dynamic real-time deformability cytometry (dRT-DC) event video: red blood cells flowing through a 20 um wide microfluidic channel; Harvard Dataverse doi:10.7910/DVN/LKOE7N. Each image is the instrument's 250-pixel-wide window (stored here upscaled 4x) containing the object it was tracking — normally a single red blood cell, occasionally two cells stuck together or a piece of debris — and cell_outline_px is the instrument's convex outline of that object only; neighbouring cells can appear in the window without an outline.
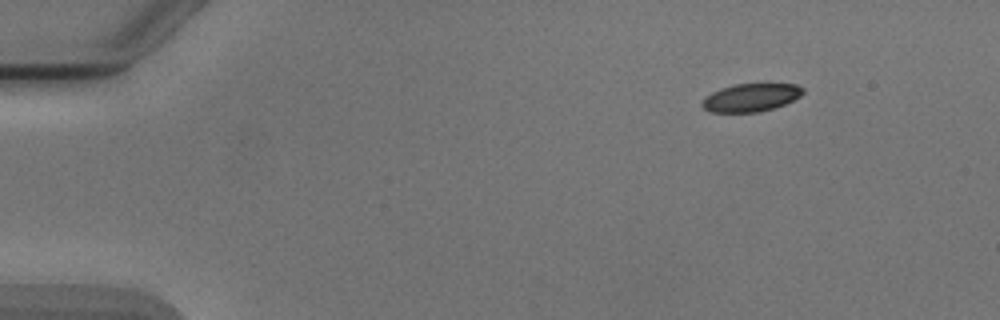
{"species": "Egyptian fruit bat (a non-hibernating species)", "species_latin": "Rousettus aegyptiacus", "temperature_condition": "cold", "stored_images_in_passage": 6, "camera_frame_rate_fps": 3000, "um_per_image_px": 0.085, "animal": {"sex": "male"}, "frame": {"image": 1, "passage_image": 1, "time_ms": 0.0, "image_size_px": [1000, 320], "cell_outline_px": [[804, 92], [800, 96], [784, 104], [760, 112], [708, 112], [700, 104], [704, 96], [720, 88], [736, 84], [796, 84], [804, 88]], "centroid_in_image_um": [63.79, 8.29], "position_along_channel_um": 21.2, "area_um2": 16.47}}
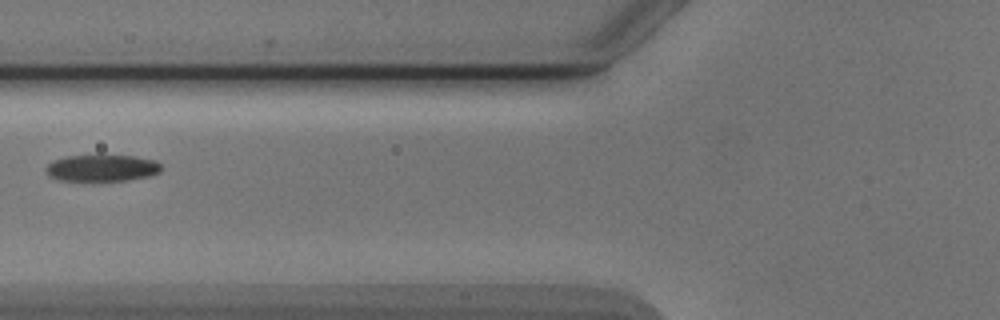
{"frame": {"image": 2, "passage_image": 5, "time_ms": 5.0, "image_size_px": [1000, 320], "cell_outline_px": [[160, 172], [148, 176], [128, 180], [56, 180], [48, 176], [44, 168], [48, 164], [56, 160], [68, 156], [136, 156], [156, 160], [160, 164]], "centroid_in_image_um": [8.66, 14.28], "position_along_channel_um": 117.1, "area_um2": 17.69}}
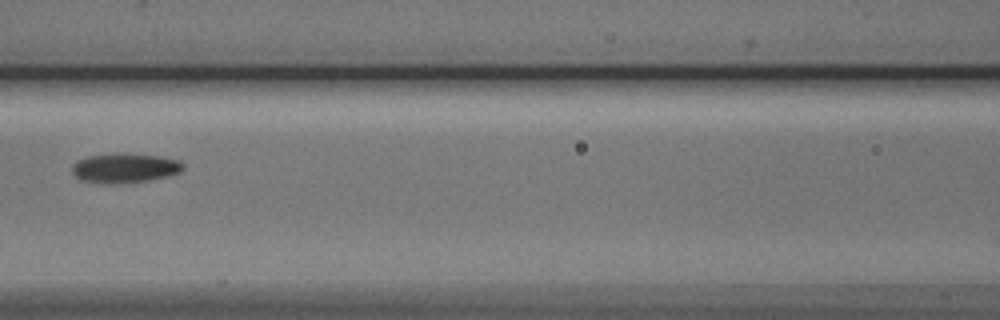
{"frame": {"image": 3, "passage_image": 6, "time_ms": 6.0, "image_size_px": [1000, 320], "cell_outline_px": [[184, 168], [180, 172], [168, 176], [148, 180], [112, 184], [100, 184], [80, 180], [72, 176], [72, 164], [76, 160], [88, 156], [112, 152], [124, 152], [160, 156], [180, 160], [184, 164]], "centroid_in_image_um": [10.56, 14.26], "position_along_channel_um": 156.0, "area_um2": 19.77}}